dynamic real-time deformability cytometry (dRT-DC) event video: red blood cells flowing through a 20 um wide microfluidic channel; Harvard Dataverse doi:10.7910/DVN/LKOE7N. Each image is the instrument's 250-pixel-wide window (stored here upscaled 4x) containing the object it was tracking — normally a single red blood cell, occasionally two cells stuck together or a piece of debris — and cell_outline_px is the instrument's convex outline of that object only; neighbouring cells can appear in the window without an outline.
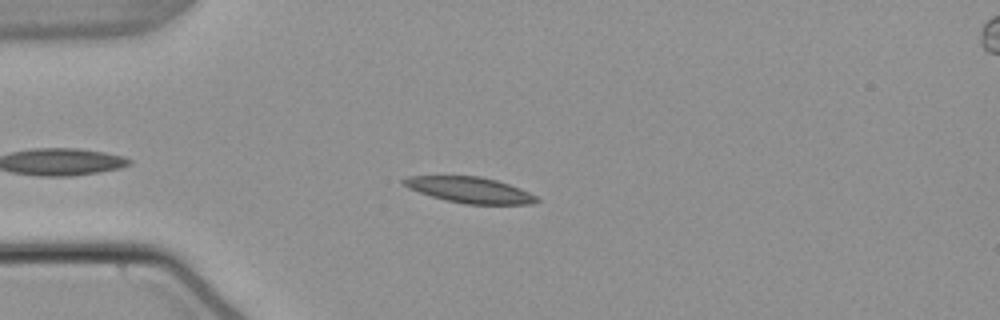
{"species": "common noctule bat (a hibernating species)", "species_latin": "Nyctalus noctula", "temperature_condition": "warm", "stored_images_in_passage": 43, "camera_frame_rate_fps": 3000, "um_per_image_px": 0.085, "animal": {"sex": "male", "body_mass_g": 21.5, "forearm_length_mm": 52.0}, "frame": {"image": 1, "passage_image": 7, "time_ms": 2.0, "image_size_px": [1000, 320], "cell_outline_px": [[540, 200], [532, 204], [464, 204], [432, 196], [408, 188], [400, 180], [408, 176], [480, 176], [496, 180], [520, 188], [536, 196]], "centroid_in_image_um": [39.94, 16.14], "position_along_channel_um": 45.1, "area_um2": 19.83}}
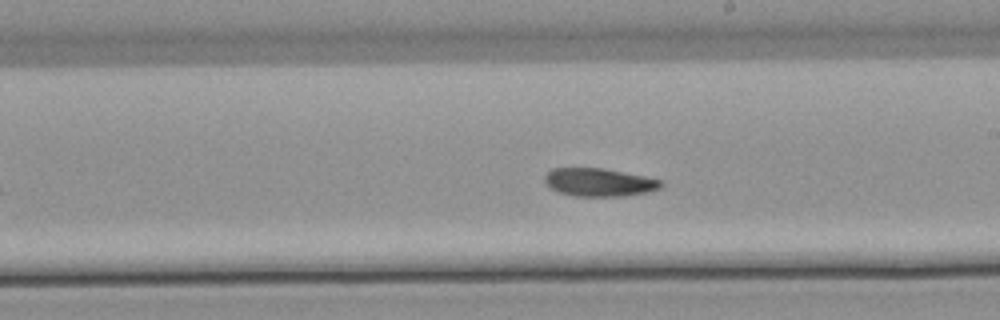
{"frame": {"image": 2, "passage_image": 24, "time_ms": 7.667, "image_size_px": [1000, 320], "cell_outline_px": [[664, 184], [660, 188], [648, 192], [624, 196], [572, 196], [556, 192], [544, 180], [544, 176], [552, 168], [604, 168], [664, 180]], "centroid_in_image_um": [50.95, 15.5], "position_along_channel_um": 238.1, "area_um2": 19.19}}
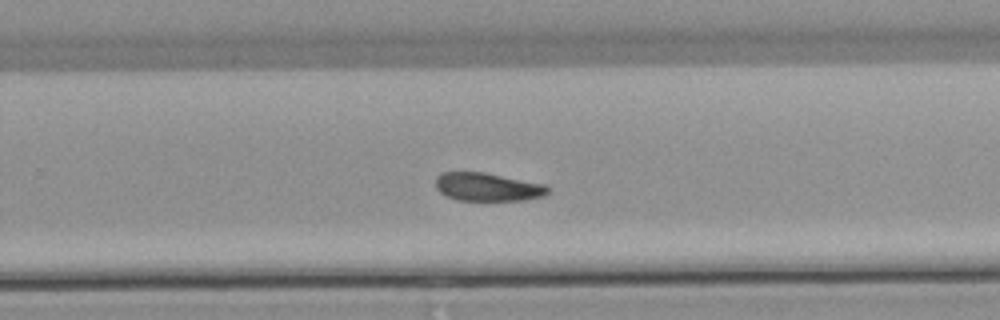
{"frame": {"image": 3, "passage_image": 28, "time_ms": 9.0, "image_size_px": [1000, 320], "cell_outline_px": [[548, 192], [544, 196], [524, 200], [456, 200], [440, 192], [436, 188], [436, 176], [440, 172], [484, 172], [544, 184], [548, 188]], "centroid_in_image_um": [41.42, 15.88], "position_along_channel_um": 288.4, "area_um2": 18.38}, "authors_computed_cell_mechanics": {"area_um2": 19.4786, "velocity_mm_per_s": 3.7786, "shape_relaxation_time_tau1_ms": null, "shape_relaxation_time_tau2_ms": 7.2238, "deformation_change_tau1": null, "deformation_change_tau2": 0.1446}}